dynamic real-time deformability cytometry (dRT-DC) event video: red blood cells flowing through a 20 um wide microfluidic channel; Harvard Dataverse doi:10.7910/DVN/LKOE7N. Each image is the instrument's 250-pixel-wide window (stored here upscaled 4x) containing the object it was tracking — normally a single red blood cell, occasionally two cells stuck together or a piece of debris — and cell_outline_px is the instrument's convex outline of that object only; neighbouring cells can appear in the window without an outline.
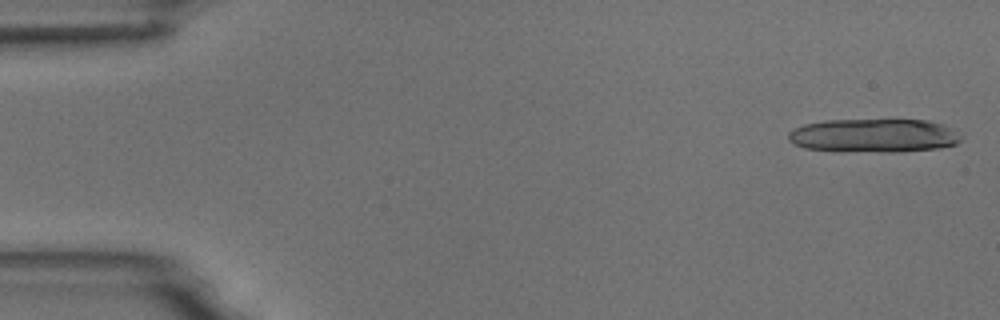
{"species": "common noctule bat (a hibernating species)", "species_latin": "Nyctalus noctula", "temperature_condition": "room temperature", "stored_images_in_passage": 7, "camera_frame_rate_fps": 3000, "um_per_image_px": 0.085, "animal": {"sex": "male", "body_mass_g": 18.8}, "frame": {"image": 1, "passage_image": 1, "time_ms": 0.0, "image_size_px": [1000, 320], "cell_outline_px": [[960, 140], [956, 144], [940, 148], [900, 152], [840, 152], [804, 148], [792, 144], [788, 140], [788, 132], [792, 128], [804, 124], [824, 120], [928, 120], [940, 124], [948, 128], [960, 136]], "centroid_in_image_um": [74.17, 11.54], "position_along_channel_um": 10.8, "area_um2": 34.22}}